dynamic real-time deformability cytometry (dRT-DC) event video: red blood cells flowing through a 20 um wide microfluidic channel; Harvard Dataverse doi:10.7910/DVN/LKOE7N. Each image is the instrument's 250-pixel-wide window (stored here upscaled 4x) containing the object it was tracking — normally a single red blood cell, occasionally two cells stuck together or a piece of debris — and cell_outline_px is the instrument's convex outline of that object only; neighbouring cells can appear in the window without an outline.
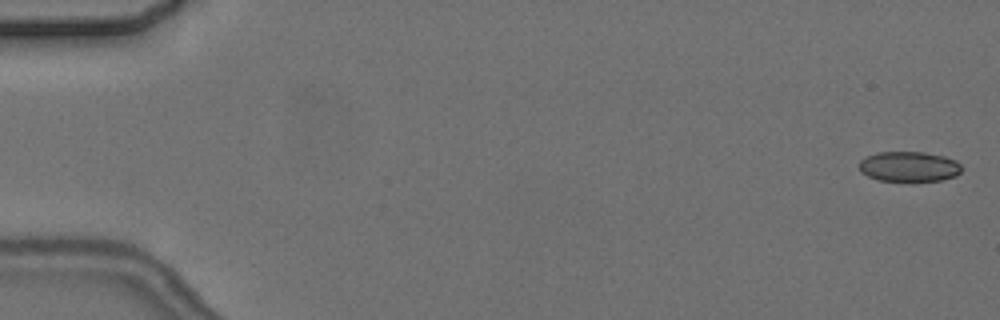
{"species": "common noctule bat (a hibernating species)", "species_latin": "Nyctalus noctula", "temperature_condition": "cold", "stored_images_in_passage": 7, "camera_frame_rate_fps": 3000, "um_per_image_px": 0.085, "animal": {"sex": "female", "body_mass_g": 24.6, "forearm_length_mm": 56.2}, "frame": {"image": 1, "passage_image": 1, "time_ms": 0.0, "image_size_px": [1000, 320], "cell_outline_px": [[960, 172], [956, 176], [940, 180], [912, 184], [880, 180], [868, 176], [860, 172], [860, 160], [876, 152], [924, 152], [944, 156], [956, 160], [960, 164]], "centroid_in_image_um": [77.27, 14.2], "position_along_channel_um": 7.7, "area_um2": 18.61}}
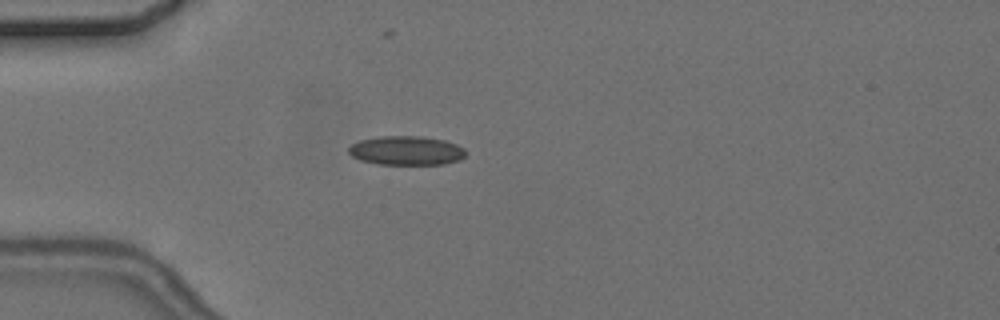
{"frame": {"image": 2, "passage_image": 4, "time_ms": 5.0, "image_size_px": [1000, 320], "cell_outline_px": [[464, 156], [460, 160], [444, 164], [376, 164], [360, 160], [352, 156], [348, 152], [348, 148], [352, 144], [360, 140], [380, 136], [420, 136], [444, 140], [456, 144], [464, 148]], "centroid_in_image_um": [34.52, 12.8], "position_along_channel_um": 50.5, "area_um2": 19.83}}
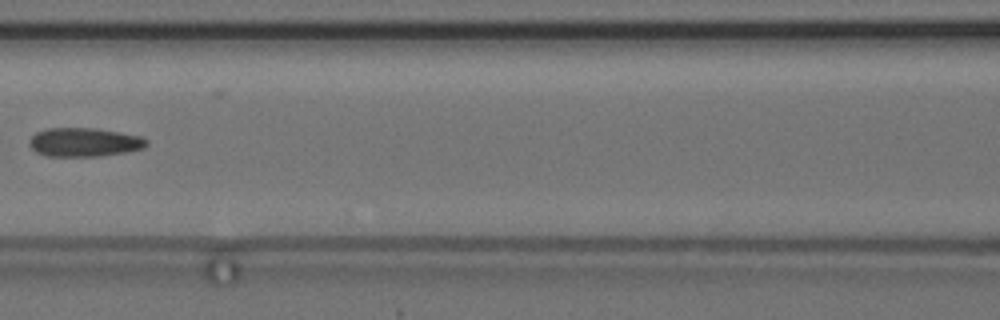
{"frame": {"image": 3, "passage_image": 7, "time_ms": 8.333, "image_size_px": [1000, 320], "cell_outline_px": [[148, 144], [144, 148], [124, 152], [100, 156], [48, 156], [36, 152], [28, 144], [28, 140], [36, 132], [48, 128], [96, 128], [140, 136], [148, 140]], "centroid_in_image_um": [7.14, 12.08], "position_along_channel_um": 159.5, "area_um2": 19.65}}